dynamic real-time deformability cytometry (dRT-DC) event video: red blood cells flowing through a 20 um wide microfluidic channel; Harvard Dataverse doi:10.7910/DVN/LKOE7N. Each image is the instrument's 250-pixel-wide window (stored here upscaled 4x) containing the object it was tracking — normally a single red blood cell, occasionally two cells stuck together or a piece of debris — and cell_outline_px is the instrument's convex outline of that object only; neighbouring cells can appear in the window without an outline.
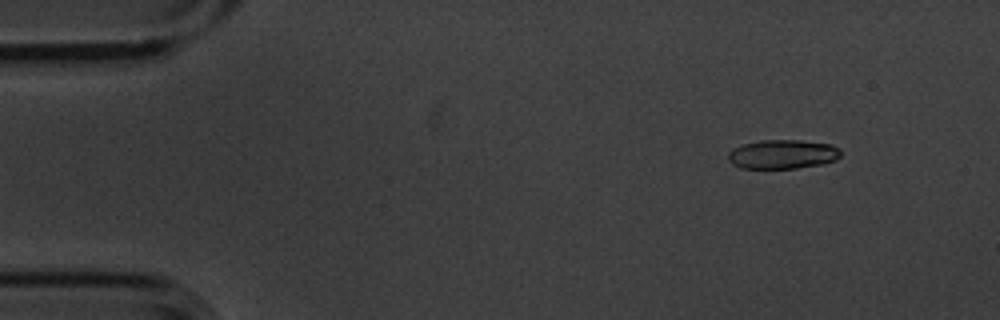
{"species": "common noctule bat (a hibernating species)", "species_latin": "Nyctalus noctula", "temperature_condition": "cold", "stored_images_in_passage": 4, "camera_frame_rate_fps": 3000, "um_per_image_px": 0.085, "animal": {"sex": "male", "body_mass_g": 20.1, "forearm_length_mm": 53.5}, "frame": {"image": 1, "passage_image": 2, "time_ms": 0.333, "image_size_px": [1000, 320], "cell_outline_px": [[840, 156], [836, 160], [824, 164], [796, 168], [740, 168], [732, 164], [728, 160], [728, 152], [732, 148], [744, 144], [760, 140], [800, 140], [832, 144], [840, 148]], "centroid_in_image_um": [66.53, 13.11], "position_along_channel_um": 18.5, "area_um2": 19.31}}